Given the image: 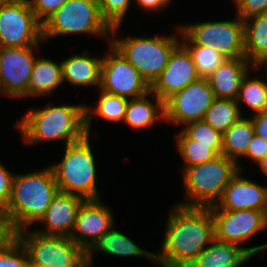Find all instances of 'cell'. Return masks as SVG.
I'll return each instance as SVG.
<instances>
[{
    "label": "cell",
    "mask_w": 267,
    "mask_h": 267,
    "mask_svg": "<svg viewBox=\"0 0 267 267\" xmlns=\"http://www.w3.org/2000/svg\"><path fill=\"white\" fill-rule=\"evenodd\" d=\"M15 0H0V4L9 3Z\"/></svg>",
    "instance_id": "obj_46"
},
{
    "label": "cell",
    "mask_w": 267,
    "mask_h": 267,
    "mask_svg": "<svg viewBox=\"0 0 267 267\" xmlns=\"http://www.w3.org/2000/svg\"><path fill=\"white\" fill-rule=\"evenodd\" d=\"M100 99L95 108L85 106V128L87 135L90 136V126L92 125L93 116H100L101 118L112 121L122 122L125 118L126 107L129 99L102 91Z\"/></svg>",
    "instance_id": "obj_28"
},
{
    "label": "cell",
    "mask_w": 267,
    "mask_h": 267,
    "mask_svg": "<svg viewBox=\"0 0 267 267\" xmlns=\"http://www.w3.org/2000/svg\"><path fill=\"white\" fill-rule=\"evenodd\" d=\"M28 264L26 249L15 235L0 248V267H27Z\"/></svg>",
    "instance_id": "obj_33"
},
{
    "label": "cell",
    "mask_w": 267,
    "mask_h": 267,
    "mask_svg": "<svg viewBox=\"0 0 267 267\" xmlns=\"http://www.w3.org/2000/svg\"><path fill=\"white\" fill-rule=\"evenodd\" d=\"M238 18V19H237ZM232 21H210L179 26L177 33L184 45L213 47L226 59L245 57L244 23L237 16Z\"/></svg>",
    "instance_id": "obj_9"
},
{
    "label": "cell",
    "mask_w": 267,
    "mask_h": 267,
    "mask_svg": "<svg viewBox=\"0 0 267 267\" xmlns=\"http://www.w3.org/2000/svg\"><path fill=\"white\" fill-rule=\"evenodd\" d=\"M190 51L197 72L201 78L208 77L226 59L213 47L203 45H185Z\"/></svg>",
    "instance_id": "obj_31"
},
{
    "label": "cell",
    "mask_w": 267,
    "mask_h": 267,
    "mask_svg": "<svg viewBox=\"0 0 267 267\" xmlns=\"http://www.w3.org/2000/svg\"><path fill=\"white\" fill-rule=\"evenodd\" d=\"M182 130L196 143L223 144L222 133L214 130L204 120L190 122Z\"/></svg>",
    "instance_id": "obj_34"
},
{
    "label": "cell",
    "mask_w": 267,
    "mask_h": 267,
    "mask_svg": "<svg viewBox=\"0 0 267 267\" xmlns=\"http://www.w3.org/2000/svg\"><path fill=\"white\" fill-rule=\"evenodd\" d=\"M114 227L111 209L102 200H86L80 207L71 237L87 254Z\"/></svg>",
    "instance_id": "obj_16"
},
{
    "label": "cell",
    "mask_w": 267,
    "mask_h": 267,
    "mask_svg": "<svg viewBox=\"0 0 267 267\" xmlns=\"http://www.w3.org/2000/svg\"><path fill=\"white\" fill-rule=\"evenodd\" d=\"M58 186L51 166L27 174H15L12 182V194L4 209L7 221L13 233L28 228L45 214Z\"/></svg>",
    "instance_id": "obj_2"
},
{
    "label": "cell",
    "mask_w": 267,
    "mask_h": 267,
    "mask_svg": "<svg viewBox=\"0 0 267 267\" xmlns=\"http://www.w3.org/2000/svg\"><path fill=\"white\" fill-rule=\"evenodd\" d=\"M26 249L29 264L49 267H88V254L70 237L22 229L14 233Z\"/></svg>",
    "instance_id": "obj_7"
},
{
    "label": "cell",
    "mask_w": 267,
    "mask_h": 267,
    "mask_svg": "<svg viewBox=\"0 0 267 267\" xmlns=\"http://www.w3.org/2000/svg\"><path fill=\"white\" fill-rule=\"evenodd\" d=\"M112 28L101 15L97 0H67L42 23L43 41L59 35H111Z\"/></svg>",
    "instance_id": "obj_6"
},
{
    "label": "cell",
    "mask_w": 267,
    "mask_h": 267,
    "mask_svg": "<svg viewBox=\"0 0 267 267\" xmlns=\"http://www.w3.org/2000/svg\"><path fill=\"white\" fill-rule=\"evenodd\" d=\"M215 99L213 90L206 78H200L164 102V122L188 124L203 120L204 115Z\"/></svg>",
    "instance_id": "obj_12"
},
{
    "label": "cell",
    "mask_w": 267,
    "mask_h": 267,
    "mask_svg": "<svg viewBox=\"0 0 267 267\" xmlns=\"http://www.w3.org/2000/svg\"><path fill=\"white\" fill-rule=\"evenodd\" d=\"M249 73L243 78L239 93L237 96V103L244 102L249 110H253V114L267 111V80H261L256 76L248 78Z\"/></svg>",
    "instance_id": "obj_30"
},
{
    "label": "cell",
    "mask_w": 267,
    "mask_h": 267,
    "mask_svg": "<svg viewBox=\"0 0 267 267\" xmlns=\"http://www.w3.org/2000/svg\"><path fill=\"white\" fill-rule=\"evenodd\" d=\"M100 8V12L104 20L112 28L111 35L118 31L123 18L125 17L129 6H131V0H97Z\"/></svg>",
    "instance_id": "obj_32"
},
{
    "label": "cell",
    "mask_w": 267,
    "mask_h": 267,
    "mask_svg": "<svg viewBox=\"0 0 267 267\" xmlns=\"http://www.w3.org/2000/svg\"><path fill=\"white\" fill-rule=\"evenodd\" d=\"M86 135L80 141L65 145L59 164L51 165L60 192L74 194L85 200H99L96 162Z\"/></svg>",
    "instance_id": "obj_4"
},
{
    "label": "cell",
    "mask_w": 267,
    "mask_h": 267,
    "mask_svg": "<svg viewBox=\"0 0 267 267\" xmlns=\"http://www.w3.org/2000/svg\"><path fill=\"white\" fill-rule=\"evenodd\" d=\"M14 233L12 232L3 209L0 208V248L8 242Z\"/></svg>",
    "instance_id": "obj_40"
},
{
    "label": "cell",
    "mask_w": 267,
    "mask_h": 267,
    "mask_svg": "<svg viewBox=\"0 0 267 267\" xmlns=\"http://www.w3.org/2000/svg\"><path fill=\"white\" fill-rule=\"evenodd\" d=\"M88 51L72 55L61 61L63 82L68 81L73 86L100 87L102 58L90 56Z\"/></svg>",
    "instance_id": "obj_21"
},
{
    "label": "cell",
    "mask_w": 267,
    "mask_h": 267,
    "mask_svg": "<svg viewBox=\"0 0 267 267\" xmlns=\"http://www.w3.org/2000/svg\"><path fill=\"white\" fill-rule=\"evenodd\" d=\"M254 135L252 119L243 116L222 134V154L234 160L240 171L243 169L239 158L246 154Z\"/></svg>",
    "instance_id": "obj_25"
},
{
    "label": "cell",
    "mask_w": 267,
    "mask_h": 267,
    "mask_svg": "<svg viewBox=\"0 0 267 267\" xmlns=\"http://www.w3.org/2000/svg\"><path fill=\"white\" fill-rule=\"evenodd\" d=\"M136 2V4L140 6V8L144 10L146 9V11H155L157 9H162L165 6H169L167 4H169L171 0H136Z\"/></svg>",
    "instance_id": "obj_41"
},
{
    "label": "cell",
    "mask_w": 267,
    "mask_h": 267,
    "mask_svg": "<svg viewBox=\"0 0 267 267\" xmlns=\"http://www.w3.org/2000/svg\"><path fill=\"white\" fill-rule=\"evenodd\" d=\"M101 251L118 257L145 256L147 259L155 260V253L145 251L138 247L128 236L113 227L101 238V240L88 253V267H93V252Z\"/></svg>",
    "instance_id": "obj_24"
},
{
    "label": "cell",
    "mask_w": 267,
    "mask_h": 267,
    "mask_svg": "<svg viewBox=\"0 0 267 267\" xmlns=\"http://www.w3.org/2000/svg\"><path fill=\"white\" fill-rule=\"evenodd\" d=\"M243 23L245 57L253 64L263 54L267 53V13L248 17L243 20Z\"/></svg>",
    "instance_id": "obj_26"
},
{
    "label": "cell",
    "mask_w": 267,
    "mask_h": 267,
    "mask_svg": "<svg viewBox=\"0 0 267 267\" xmlns=\"http://www.w3.org/2000/svg\"><path fill=\"white\" fill-rule=\"evenodd\" d=\"M239 170L223 190L220 200L210 208L228 211L259 210L267 212V187L242 177Z\"/></svg>",
    "instance_id": "obj_17"
},
{
    "label": "cell",
    "mask_w": 267,
    "mask_h": 267,
    "mask_svg": "<svg viewBox=\"0 0 267 267\" xmlns=\"http://www.w3.org/2000/svg\"><path fill=\"white\" fill-rule=\"evenodd\" d=\"M26 144L63 140L65 145L84 138L85 105L46 106L30 109L17 123ZM32 143V144H31Z\"/></svg>",
    "instance_id": "obj_3"
},
{
    "label": "cell",
    "mask_w": 267,
    "mask_h": 267,
    "mask_svg": "<svg viewBox=\"0 0 267 267\" xmlns=\"http://www.w3.org/2000/svg\"><path fill=\"white\" fill-rule=\"evenodd\" d=\"M239 171L237 163L221 154L203 164L187 167L181 172L188 202L187 207H211L220 200L223 190Z\"/></svg>",
    "instance_id": "obj_5"
},
{
    "label": "cell",
    "mask_w": 267,
    "mask_h": 267,
    "mask_svg": "<svg viewBox=\"0 0 267 267\" xmlns=\"http://www.w3.org/2000/svg\"><path fill=\"white\" fill-rule=\"evenodd\" d=\"M237 16L242 20L257 14L267 13V0H234Z\"/></svg>",
    "instance_id": "obj_36"
},
{
    "label": "cell",
    "mask_w": 267,
    "mask_h": 267,
    "mask_svg": "<svg viewBox=\"0 0 267 267\" xmlns=\"http://www.w3.org/2000/svg\"><path fill=\"white\" fill-rule=\"evenodd\" d=\"M86 200L78 195L58 191L53 197L45 214L38 224H45V230L35 229L44 235L71 237L74 230L76 218L81 205Z\"/></svg>",
    "instance_id": "obj_18"
},
{
    "label": "cell",
    "mask_w": 267,
    "mask_h": 267,
    "mask_svg": "<svg viewBox=\"0 0 267 267\" xmlns=\"http://www.w3.org/2000/svg\"><path fill=\"white\" fill-rule=\"evenodd\" d=\"M266 66L265 68V76H266V80H267V53L263 54L260 58H258L253 64H252V69H259L261 68L260 66Z\"/></svg>",
    "instance_id": "obj_42"
},
{
    "label": "cell",
    "mask_w": 267,
    "mask_h": 267,
    "mask_svg": "<svg viewBox=\"0 0 267 267\" xmlns=\"http://www.w3.org/2000/svg\"><path fill=\"white\" fill-rule=\"evenodd\" d=\"M259 249L260 246L245 248L214 239L186 267H241Z\"/></svg>",
    "instance_id": "obj_19"
},
{
    "label": "cell",
    "mask_w": 267,
    "mask_h": 267,
    "mask_svg": "<svg viewBox=\"0 0 267 267\" xmlns=\"http://www.w3.org/2000/svg\"><path fill=\"white\" fill-rule=\"evenodd\" d=\"M42 42V23L28 0L0 4V47H28Z\"/></svg>",
    "instance_id": "obj_10"
},
{
    "label": "cell",
    "mask_w": 267,
    "mask_h": 267,
    "mask_svg": "<svg viewBox=\"0 0 267 267\" xmlns=\"http://www.w3.org/2000/svg\"><path fill=\"white\" fill-rule=\"evenodd\" d=\"M99 89L127 99H133L147 95L150 92V84L110 44V52L102 57Z\"/></svg>",
    "instance_id": "obj_11"
},
{
    "label": "cell",
    "mask_w": 267,
    "mask_h": 267,
    "mask_svg": "<svg viewBox=\"0 0 267 267\" xmlns=\"http://www.w3.org/2000/svg\"><path fill=\"white\" fill-rule=\"evenodd\" d=\"M259 168L267 176V155L258 162Z\"/></svg>",
    "instance_id": "obj_43"
},
{
    "label": "cell",
    "mask_w": 267,
    "mask_h": 267,
    "mask_svg": "<svg viewBox=\"0 0 267 267\" xmlns=\"http://www.w3.org/2000/svg\"><path fill=\"white\" fill-rule=\"evenodd\" d=\"M267 155V141L257 135H254L244 158L254 161L256 164Z\"/></svg>",
    "instance_id": "obj_38"
},
{
    "label": "cell",
    "mask_w": 267,
    "mask_h": 267,
    "mask_svg": "<svg viewBox=\"0 0 267 267\" xmlns=\"http://www.w3.org/2000/svg\"><path fill=\"white\" fill-rule=\"evenodd\" d=\"M177 150L180 153L185 165L181 172L195 165L203 164L222 154L223 144L196 143L183 130L177 134Z\"/></svg>",
    "instance_id": "obj_27"
},
{
    "label": "cell",
    "mask_w": 267,
    "mask_h": 267,
    "mask_svg": "<svg viewBox=\"0 0 267 267\" xmlns=\"http://www.w3.org/2000/svg\"><path fill=\"white\" fill-rule=\"evenodd\" d=\"M36 18L43 23L67 0H28Z\"/></svg>",
    "instance_id": "obj_35"
},
{
    "label": "cell",
    "mask_w": 267,
    "mask_h": 267,
    "mask_svg": "<svg viewBox=\"0 0 267 267\" xmlns=\"http://www.w3.org/2000/svg\"><path fill=\"white\" fill-rule=\"evenodd\" d=\"M239 104L234 99L215 98L203 120L222 134L242 117Z\"/></svg>",
    "instance_id": "obj_29"
},
{
    "label": "cell",
    "mask_w": 267,
    "mask_h": 267,
    "mask_svg": "<svg viewBox=\"0 0 267 267\" xmlns=\"http://www.w3.org/2000/svg\"><path fill=\"white\" fill-rule=\"evenodd\" d=\"M251 119L255 135L267 141V111L254 114Z\"/></svg>",
    "instance_id": "obj_39"
},
{
    "label": "cell",
    "mask_w": 267,
    "mask_h": 267,
    "mask_svg": "<svg viewBox=\"0 0 267 267\" xmlns=\"http://www.w3.org/2000/svg\"><path fill=\"white\" fill-rule=\"evenodd\" d=\"M178 35L148 37H114L108 40L151 85L168 64L174 48L182 41Z\"/></svg>",
    "instance_id": "obj_8"
},
{
    "label": "cell",
    "mask_w": 267,
    "mask_h": 267,
    "mask_svg": "<svg viewBox=\"0 0 267 267\" xmlns=\"http://www.w3.org/2000/svg\"><path fill=\"white\" fill-rule=\"evenodd\" d=\"M210 209L214 220L215 239L218 241L241 245L265 229L264 211Z\"/></svg>",
    "instance_id": "obj_14"
},
{
    "label": "cell",
    "mask_w": 267,
    "mask_h": 267,
    "mask_svg": "<svg viewBox=\"0 0 267 267\" xmlns=\"http://www.w3.org/2000/svg\"><path fill=\"white\" fill-rule=\"evenodd\" d=\"M171 209L154 262L161 267H186L215 239L214 220L210 207L177 204Z\"/></svg>",
    "instance_id": "obj_1"
},
{
    "label": "cell",
    "mask_w": 267,
    "mask_h": 267,
    "mask_svg": "<svg viewBox=\"0 0 267 267\" xmlns=\"http://www.w3.org/2000/svg\"><path fill=\"white\" fill-rule=\"evenodd\" d=\"M27 267H49V266H41V265L28 264Z\"/></svg>",
    "instance_id": "obj_45"
},
{
    "label": "cell",
    "mask_w": 267,
    "mask_h": 267,
    "mask_svg": "<svg viewBox=\"0 0 267 267\" xmlns=\"http://www.w3.org/2000/svg\"><path fill=\"white\" fill-rule=\"evenodd\" d=\"M200 78L190 51L180 42L172 51L166 67L150 85V92L165 102Z\"/></svg>",
    "instance_id": "obj_15"
},
{
    "label": "cell",
    "mask_w": 267,
    "mask_h": 267,
    "mask_svg": "<svg viewBox=\"0 0 267 267\" xmlns=\"http://www.w3.org/2000/svg\"><path fill=\"white\" fill-rule=\"evenodd\" d=\"M252 64L246 57L225 59L206 79L215 98L237 99L241 82Z\"/></svg>",
    "instance_id": "obj_20"
},
{
    "label": "cell",
    "mask_w": 267,
    "mask_h": 267,
    "mask_svg": "<svg viewBox=\"0 0 267 267\" xmlns=\"http://www.w3.org/2000/svg\"><path fill=\"white\" fill-rule=\"evenodd\" d=\"M149 96L154 97L156 104L147 99ZM158 119L164 121L165 109L164 102L156 95L149 92L142 97L129 99L123 122L131 126L132 129L149 128Z\"/></svg>",
    "instance_id": "obj_23"
},
{
    "label": "cell",
    "mask_w": 267,
    "mask_h": 267,
    "mask_svg": "<svg viewBox=\"0 0 267 267\" xmlns=\"http://www.w3.org/2000/svg\"><path fill=\"white\" fill-rule=\"evenodd\" d=\"M28 47H0V94L8 97H27L29 80L36 60L35 49Z\"/></svg>",
    "instance_id": "obj_13"
},
{
    "label": "cell",
    "mask_w": 267,
    "mask_h": 267,
    "mask_svg": "<svg viewBox=\"0 0 267 267\" xmlns=\"http://www.w3.org/2000/svg\"><path fill=\"white\" fill-rule=\"evenodd\" d=\"M14 174L10 173L6 166L0 162V208L5 209L12 194V182Z\"/></svg>",
    "instance_id": "obj_37"
},
{
    "label": "cell",
    "mask_w": 267,
    "mask_h": 267,
    "mask_svg": "<svg viewBox=\"0 0 267 267\" xmlns=\"http://www.w3.org/2000/svg\"><path fill=\"white\" fill-rule=\"evenodd\" d=\"M267 229V212H266V216H265V230ZM267 248V243L266 244H262L260 245V249L259 252L266 249Z\"/></svg>",
    "instance_id": "obj_44"
},
{
    "label": "cell",
    "mask_w": 267,
    "mask_h": 267,
    "mask_svg": "<svg viewBox=\"0 0 267 267\" xmlns=\"http://www.w3.org/2000/svg\"><path fill=\"white\" fill-rule=\"evenodd\" d=\"M62 83H64L62 63L57 64L46 57H36L29 80L27 97L51 94Z\"/></svg>",
    "instance_id": "obj_22"
}]
</instances>
